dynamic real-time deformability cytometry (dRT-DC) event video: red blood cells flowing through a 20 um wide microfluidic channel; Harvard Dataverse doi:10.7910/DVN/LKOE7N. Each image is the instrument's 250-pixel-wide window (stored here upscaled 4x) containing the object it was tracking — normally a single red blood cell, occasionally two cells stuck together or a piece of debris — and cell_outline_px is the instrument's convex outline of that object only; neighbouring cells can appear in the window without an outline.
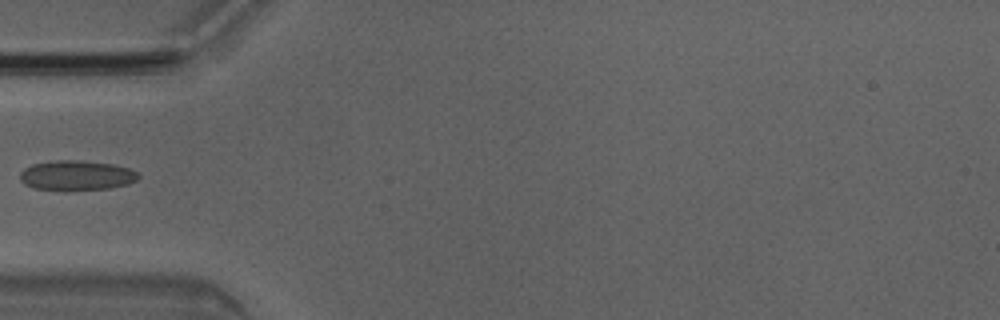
{"species": "Egyptian fruit bat (a non-hibernating species)", "species_latin": "Rousettus aegyptiacus", "temperature_condition": "room temperature", "stored_images_in_passage": 7, "camera_frame_rate_fps": 3000, "um_per_image_px": 0.085, "animal": {"sex": "male"}, "frame": {"image": 1, "passage_image": 5, "time_ms": 1.333, "image_size_px": [1000, 320], "cell_outline_px": [[140, 176], [136, 180], [128, 184], [108, 188], [64, 192], [32, 188], [24, 184], [20, 180], [20, 172], [24, 168], [32, 164], [52, 160], [80, 160], [112, 164], [128, 168], [136, 172]], "centroid_in_image_um": [6.44, 14.93], "position_along_channel_um": 78.6, "area_um2": 21.1}}